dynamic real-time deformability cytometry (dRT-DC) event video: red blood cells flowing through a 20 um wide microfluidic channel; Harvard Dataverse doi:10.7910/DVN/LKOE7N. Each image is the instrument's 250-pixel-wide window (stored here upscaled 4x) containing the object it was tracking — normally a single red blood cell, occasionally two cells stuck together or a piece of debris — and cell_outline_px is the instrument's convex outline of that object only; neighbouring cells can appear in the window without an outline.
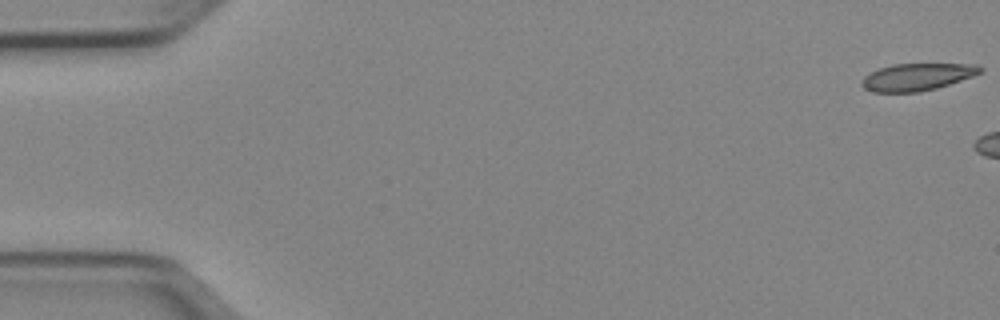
{"species": "Egyptian fruit bat (a non-hibernating species)", "species_latin": "Rousettus aegyptiacus", "temperature_condition": "cold", "stored_images_in_passage": 9, "camera_frame_rate_fps": 3000, "um_per_image_px": 0.085, "animal": {"sex": "female"}, "frame": {"image": 1, "passage_image": 1, "time_ms": 0.0, "image_size_px": [1000, 320], "cell_outline_px": [[984, 68], [980, 72], [972, 76], [936, 88], [920, 92], [872, 92], [864, 88], [860, 84], [860, 80], [864, 76], [880, 68], [892, 64], [976, 64]], "centroid_in_image_um": [77.91, 6.54], "position_along_channel_um": 7.1, "area_um2": 18.67}}